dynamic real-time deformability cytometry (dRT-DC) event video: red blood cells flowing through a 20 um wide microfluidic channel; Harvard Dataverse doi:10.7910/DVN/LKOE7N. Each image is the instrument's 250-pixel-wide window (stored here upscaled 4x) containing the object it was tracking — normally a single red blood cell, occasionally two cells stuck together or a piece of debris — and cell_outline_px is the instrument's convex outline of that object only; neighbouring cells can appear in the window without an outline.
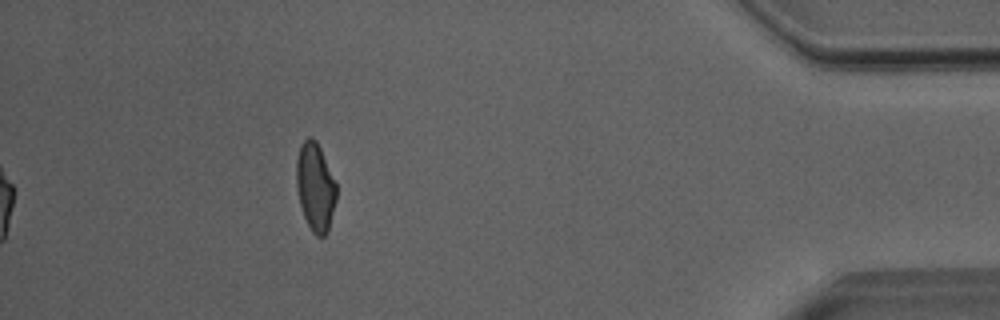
{"species": "Egyptian fruit bat (a non-hibernating species)", "species_latin": "Rousettus aegyptiacus", "temperature_condition": "room temperature", "stored_images_in_passage": 41, "camera_frame_rate_fps": 3000, "um_per_image_px": 0.085, "animal": {"sex": "male"}, "frame": {"image": 1, "passage_image": 41, "time_ms": 13.333, "image_size_px": [1000, 320], "cell_outline_px": [[336, 200], [328, 232], [324, 236], [316, 236], [312, 232], [304, 216], [300, 204], [296, 188], [296, 160], [300, 144], [308, 136], [312, 136], [316, 140], [320, 148], [336, 184]], "centroid_in_image_um": [26.78, 15.88], "position_along_channel_um": 408.4, "area_um2": 20.58}, "authors_computed_cell_mechanics": {"area_um2": 21.6172, "velocity_mm_per_s": 4.055, "shape_relaxation_time_tau1_ms": 8.7353, "shape_relaxation_time_tau2_ms": 1.6656, "deformation_change_tau1": 0.2134, "deformation_change_tau2": 0.0809}}